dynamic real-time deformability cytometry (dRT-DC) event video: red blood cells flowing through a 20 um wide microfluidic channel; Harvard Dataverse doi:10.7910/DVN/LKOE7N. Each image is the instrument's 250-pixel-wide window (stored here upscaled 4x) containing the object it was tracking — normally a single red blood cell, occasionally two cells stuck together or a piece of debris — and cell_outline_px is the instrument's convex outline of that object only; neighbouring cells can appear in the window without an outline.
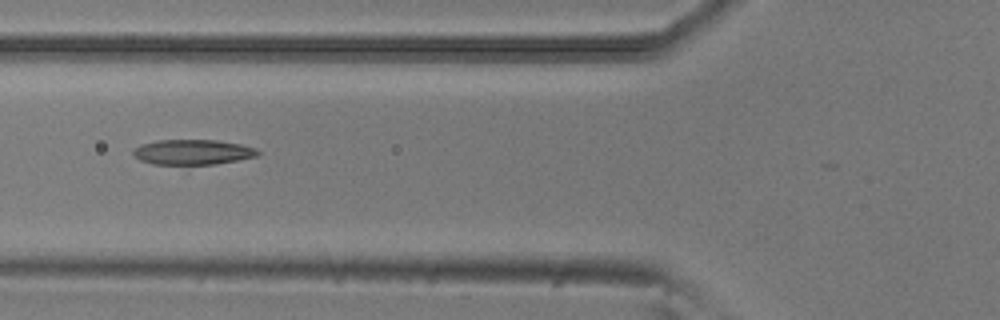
{"species": "common noctule bat (a hibernating species)", "species_latin": "Nyctalus noctula", "temperature_condition": "room temperature", "stored_images_in_passage": 7, "camera_frame_rate_fps": 3000, "um_per_image_px": 0.085, "animal": {"sex": "male", "body_mass_g": 20.5, "forearm_length_mm": 52.5}, "frame": {"image": 1, "passage_image": 6, "time_ms": 1.667, "image_size_px": [1000, 320], "cell_outline_px": [[260, 152], [256, 156], [216, 164], [152, 164], [140, 160], [132, 152], [140, 144], [156, 140], [216, 140], [240, 144], [256, 148]], "centroid_in_image_um": [16.37, 12.92], "position_along_channel_um": 109.4, "area_um2": 18.09}}